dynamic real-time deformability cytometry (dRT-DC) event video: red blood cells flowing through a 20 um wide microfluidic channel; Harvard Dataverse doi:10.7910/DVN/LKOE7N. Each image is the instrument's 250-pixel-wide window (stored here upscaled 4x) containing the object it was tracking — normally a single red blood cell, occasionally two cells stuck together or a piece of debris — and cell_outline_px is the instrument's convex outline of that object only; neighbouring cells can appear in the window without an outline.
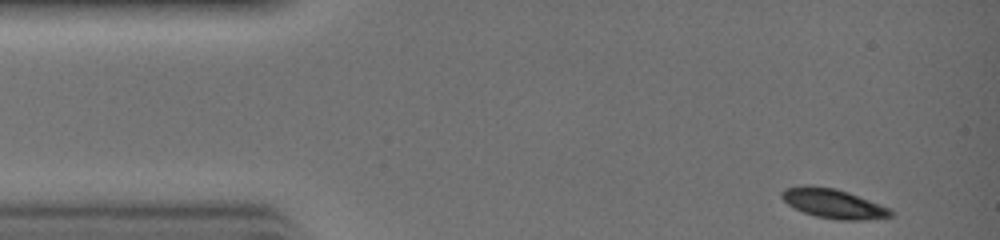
{"species": "common noctule bat (a hibernating species)", "species_latin": "Nyctalus noctula", "temperature_condition": "warm", "stored_images_in_passage": 28, "camera_frame_rate_fps": 3000, "um_per_image_px": 0.085, "animal": {"sex": "female", "body_mass_g": 19.0, "forearm_length_mm": 51.5}, "frame": {"image": 1, "passage_image": 1, "time_ms": 0.0, "image_size_px": [1000, 240], "cell_outline_px": [[896, 212], [892, 216], [864, 220], [840, 220], [816, 216], [804, 212], [788, 204], [780, 196], [780, 192], [788, 188], [836, 188], [848, 192], [892, 208]], "centroid_in_image_um": [70.96, 17.35], "position_along_channel_um": 14.0, "area_um2": 18.09}}
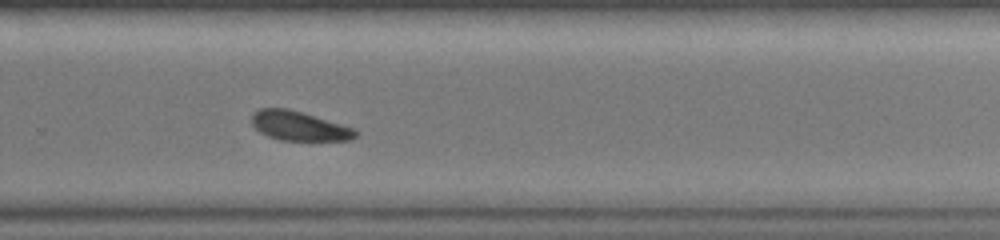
{"frame": {"image": 2, "passage_image": 20, "time_ms": 6.333, "image_size_px": [1000, 240], "cell_outline_px": [[360, 132], [352, 140], [280, 140], [268, 136], [260, 132], [252, 124], [252, 116], [260, 108], [288, 108], [304, 112], [356, 128]], "centroid_in_image_um": [25.49, 10.7], "position_along_channel_um": 304.3, "area_um2": 17.92}}
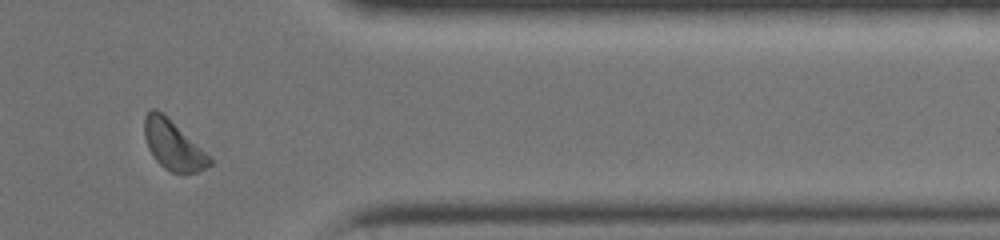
{"frame": {"image": 3, "passage_image": 25, "time_ms": 8.0, "image_size_px": [1000, 240], "cell_outline_px": [[212, 164], [196, 172], [172, 172], [164, 168], [156, 160], [148, 148], [144, 136], [144, 116], [152, 108], [156, 108], [212, 156]], "centroid_in_image_um": [14.72, 12.33], "position_along_channel_um": 396.7, "area_um2": 18.55}}